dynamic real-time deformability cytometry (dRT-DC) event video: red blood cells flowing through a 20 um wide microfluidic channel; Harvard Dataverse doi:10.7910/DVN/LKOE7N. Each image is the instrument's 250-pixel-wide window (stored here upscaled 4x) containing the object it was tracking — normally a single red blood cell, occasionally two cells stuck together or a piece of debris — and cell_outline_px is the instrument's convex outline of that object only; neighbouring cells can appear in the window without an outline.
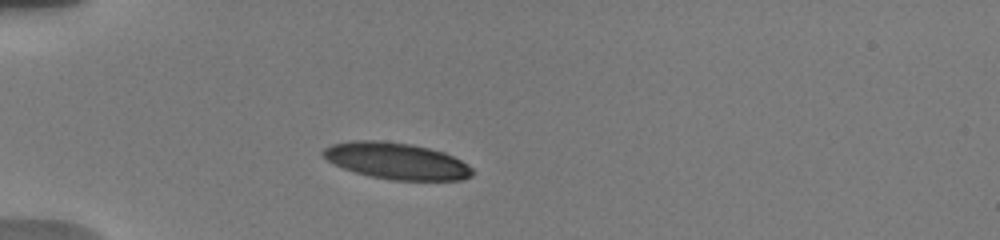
{"species": "human", "species_latin": "Homo sapiens", "temperature_condition": "warm", "stored_images_in_passage": 49, "camera_frame_rate_fps": 3000, "um_per_image_px": 0.085, "donor": {"sex": "male"}, "frame": {"image": 1, "passage_image": 1, "time_ms": 0.0, "image_size_px": [1000, 240], "cell_outline_px": [[472, 176], [460, 180], [392, 180], [372, 176], [356, 172], [344, 168], [328, 160], [320, 152], [324, 148], [332, 144], [352, 140], [380, 140], [412, 144], [444, 152], [468, 164], [472, 168]], "centroid_in_image_um": [33.7, 13.67], "position_along_channel_um": 51.3, "area_um2": 31.56}}
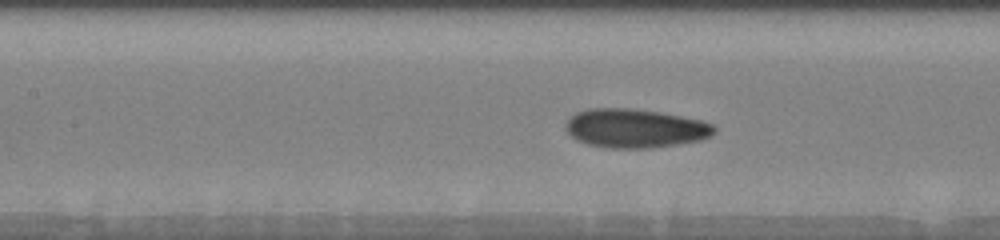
{"frame": {"image": 2, "passage_image": 11, "time_ms": 3.333, "image_size_px": [1000, 240], "cell_outline_px": [[716, 132], [712, 136], [700, 140], [676, 144], [648, 148], [608, 148], [588, 144], [576, 140], [568, 136], [564, 128], [564, 124], [576, 112], [588, 108], [628, 108], [660, 112], [700, 120], [712, 124], [716, 128]], "centroid_in_image_um": [53.94, 10.91], "position_along_channel_um": 153.5, "area_um2": 33.81}}
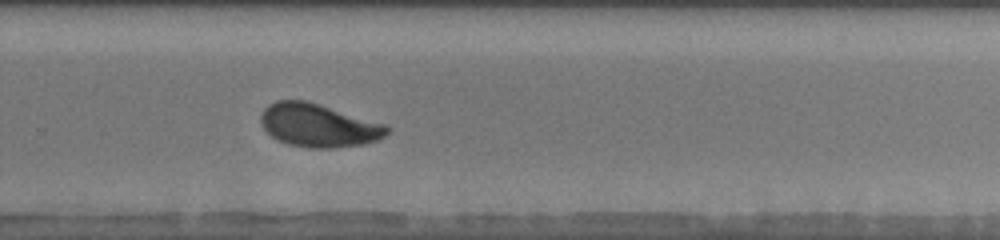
{"frame": {"image": 3, "passage_image": 32, "time_ms": 7.333, "image_size_px": [1000, 240], "cell_outline_px": [[392, 128], [384, 136], [376, 140], [364, 144], [332, 148], [308, 148], [288, 144], [272, 136], [260, 124], [260, 116], [264, 108], [268, 104], [276, 100], [304, 100], [320, 104], [388, 124]], "centroid_in_image_um": [27.09, 10.65], "position_along_channel_um": 302.7, "area_um2": 32.02}, "authors_computed_cell_mechanics": {"area_um2": 32.3102, "velocity_mm_per_s": 3.7361, "shape_relaxation_time_tau1_ms": 5.6549, "shape_relaxation_time_tau2_ms": 1.0263, "deformation_change_tau1": 0.1867, "deformation_change_tau2": 0.0663}}